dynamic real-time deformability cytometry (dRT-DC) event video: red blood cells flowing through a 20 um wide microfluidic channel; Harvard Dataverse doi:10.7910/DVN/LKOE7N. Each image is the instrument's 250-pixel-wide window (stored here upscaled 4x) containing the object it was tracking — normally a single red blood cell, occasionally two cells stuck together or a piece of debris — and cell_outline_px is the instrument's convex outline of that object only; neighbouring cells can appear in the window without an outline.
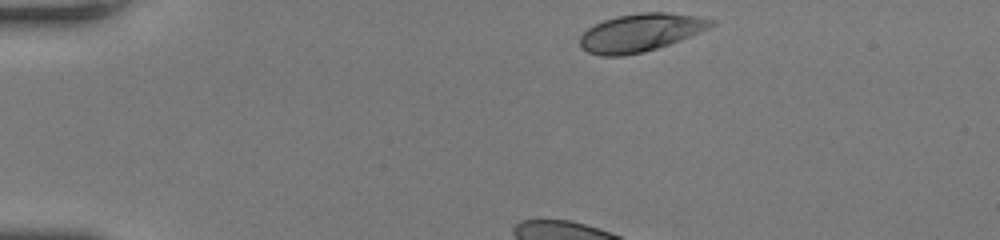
{"species": "human", "species_latin": "Homo sapiens", "temperature_condition": "room temperature", "stored_images_in_passage": 41, "camera_frame_rate_fps": 3000, "um_per_image_px": 0.085, "donor": {"sex": "female"}, "frame": {"image": 1, "passage_image": 1, "time_ms": 0.0, "image_size_px": [1000, 240], "cell_outline_px": [[716, 24], [708, 28], [680, 40], [644, 52], [624, 56], [600, 56], [588, 52], [580, 48], [580, 36], [588, 28], [604, 20], [616, 16], [640, 12], [664, 12], [696, 16], [716, 20]], "centroid_in_image_um": [54.42, 2.77], "position_along_channel_um": 30.6, "area_um2": 28.9}}
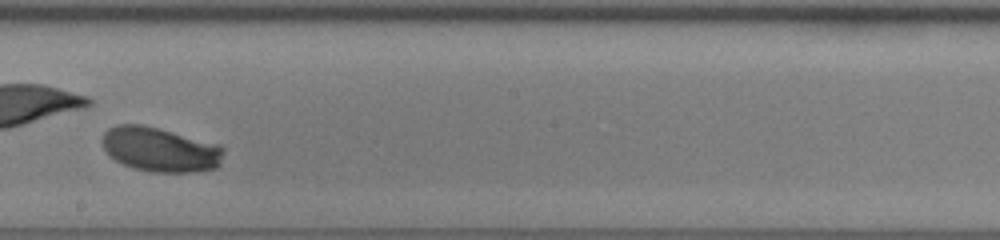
{"frame": {"image": 2, "passage_image": 22, "time_ms": 7.0, "image_size_px": [1000, 240], "cell_outline_px": [[224, 152], [220, 164], [216, 168], [196, 172], [152, 172], [132, 168], [116, 160], [104, 148], [104, 132], [108, 128], [116, 124], [140, 124], [220, 144], [224, 148]], "centroid_in_image_um": [13.65, 12.72], "position_along_channel_um": 234.5, "area_um2": 31.27}}
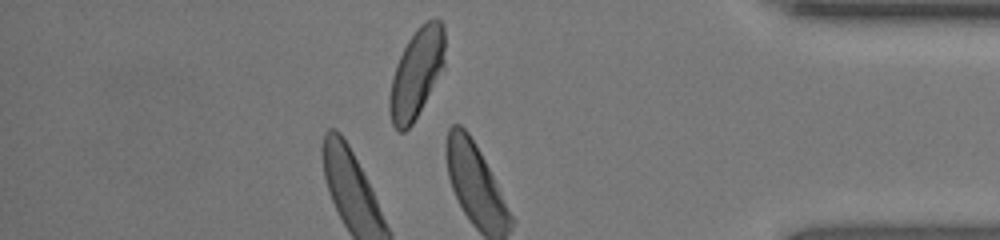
{"frame": {"image": 3, "passage_image": 35, "time_ms": 11.333, "image_size_px": [1000, 240], "cell_outline_px": [[444, 68], [412, 124], [404, 132], [400, 132], [392, 124], [388, 108], [388, 96], [392, 76], [396, 64], [408, 40], [416, 28], [424, 20], [436, 16], [444, 24]], "centroid_in_image_um": [35.4, 6.18], "position_along_channel_um": 399.8, "area_um2": 29.07}, "authors_computed_cell_mechanics": {"area_um2": 30.8074, "velocity_mm_per_s": 4.1749, "shape_relaxation_time_tau1_ms": 2.4137, "shape_relaxation_time_tau2_ms": null, "deformation_change_tau1": 0.1392, "deformation_change_tau2": null}}